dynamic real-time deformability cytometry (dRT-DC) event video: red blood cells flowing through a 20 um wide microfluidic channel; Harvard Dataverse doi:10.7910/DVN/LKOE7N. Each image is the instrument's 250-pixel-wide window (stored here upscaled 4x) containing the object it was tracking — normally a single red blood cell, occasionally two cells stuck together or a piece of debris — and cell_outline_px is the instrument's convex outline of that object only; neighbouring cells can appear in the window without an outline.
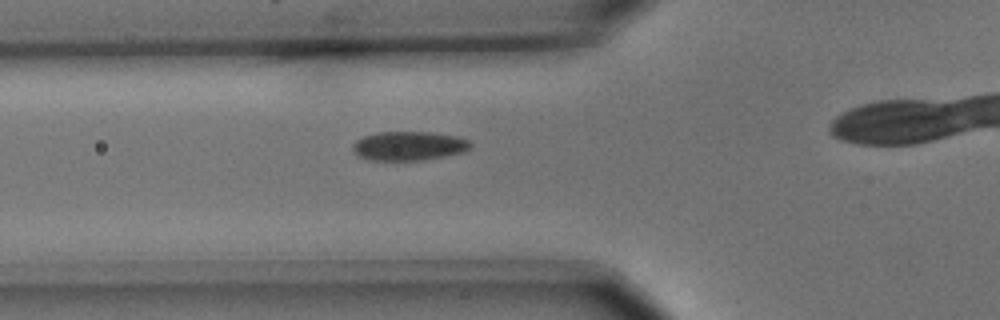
{"species": "common noctule bat (a hibernating species)", "species_latin": "Nyctalus noctula", "temperature_condition": "cold", "stored_images_in_passage": 4, "segment_of_instrument_passage": [1, 2], "camera_frame_rate_fps": 3000, "um_per_image_px": 0.085, "animal": {"sex": "male", "body_mass_g": 15.6}, "frame": {"image": 1, "passage_image": 3, "time_ms": 0.667, "image_size_px": [1000, 320], "cell_outline_px": [[472, 144], [464, 152], [424, 160], [368, 160], [360, 156], [352, 148], [352, 144], [356, 140], [364, 136], [376, 132], [428, 132], [460, 136], [468, 140]], "centroid_in_image_um": [34.76, 12.39], "position_along_channel_um": 91.0, "area_um2": 19.94}}